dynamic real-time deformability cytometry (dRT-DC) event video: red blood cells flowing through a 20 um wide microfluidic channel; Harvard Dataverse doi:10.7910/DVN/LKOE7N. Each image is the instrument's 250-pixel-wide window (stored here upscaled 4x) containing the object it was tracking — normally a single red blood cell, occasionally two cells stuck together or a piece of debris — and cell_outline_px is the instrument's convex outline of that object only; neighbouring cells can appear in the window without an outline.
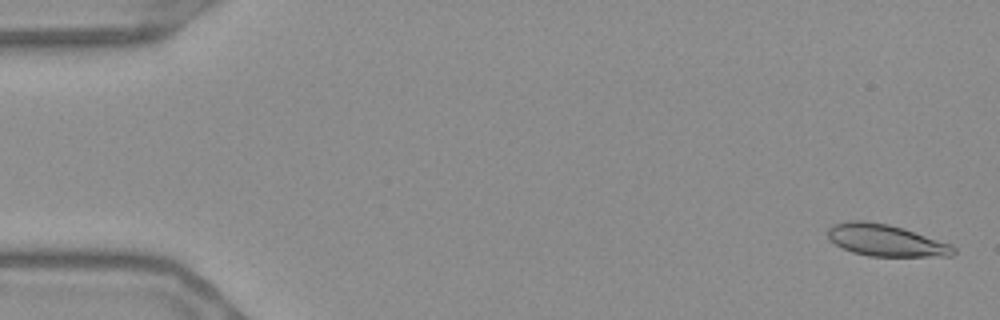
{"species": "Egyptian fruit bat (a non-hibernating species)", "species_latin": "Rousettus aegyptiacus", "temperature_condition": "warm", "stored_images_in_passage": 56, "camera_frame_rate_fps": 3000, "um_per_image_px": 0.085, "frame": {"image": 1, "passage_image": 2, "time_ms": 0.333, "image_size_px": [1000, 320], "cell_outline_px": [[956, 252], [952, 256], [868, 256], [852, 252], [828, 240], [828, 228], [832, 224], [848, 220], [864, 220], [888, 224], [904, 228], [952, 244], [956, 248]], "centroid_in_image_um": [75.29, 20.42], "position_along_channel_um": 9.7, "area_um2": 23.52}}
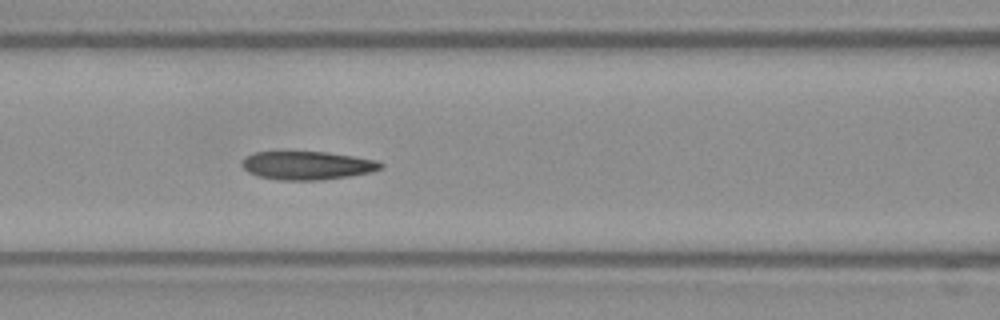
{"frame": {"image": 2, "passage_image": 24, "time_ms": 7.667, "image_size_px": [1000, 320], "cell_outline_px": [[384, 168], [372, 172], [348, 176], [320, 180], [276, 180], [256, 176], [248, 172], [240, 164], [244, 156], [256, 152], [328, 152], [376, 160], [384, 164]], "centroid_in_image_um": [26.09, 14.07], "position_along_channel_um": 140.5, "area_um2": 23.12}}
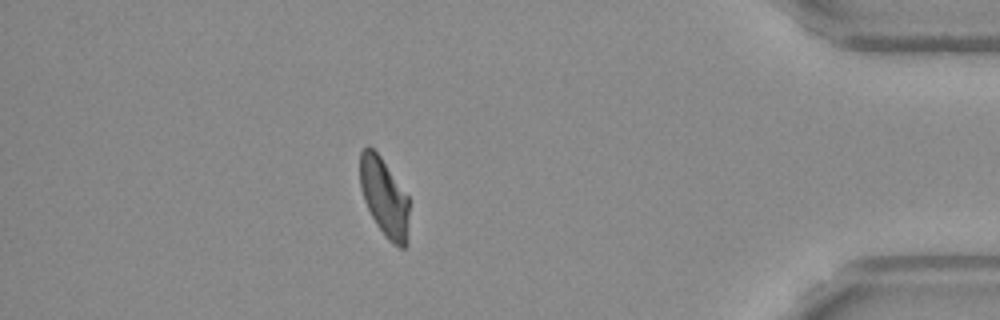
{"frame": {"image": 3, "passage_image": 49, "time_ms": 16.0, "image_size_px": [1000, 320], "cell_outline_px": [[408, 244], [404, 248], [400, 248], [392, 244], [384, 236], [376, 224], [364, 200], [360, 188], [360, 152], [368, 144], [380, 156], [408, 196]], "centroid_in_image_um": [32.66, 16.8], "position_along_channel_um": 402.5, "area_um2": 22.48}, "authors_computed_cell_mechanics": {"area_um2": 23.5246, "velocity_mm_per_s": 3.668, "shape_relaxation_time_tau1_ms": 7.3431, "shape_relaxation_time_tau2_ms": 2.3819, "deformation_change_tau1": 0.1922, "deformation_change_tau2": 0.08}}